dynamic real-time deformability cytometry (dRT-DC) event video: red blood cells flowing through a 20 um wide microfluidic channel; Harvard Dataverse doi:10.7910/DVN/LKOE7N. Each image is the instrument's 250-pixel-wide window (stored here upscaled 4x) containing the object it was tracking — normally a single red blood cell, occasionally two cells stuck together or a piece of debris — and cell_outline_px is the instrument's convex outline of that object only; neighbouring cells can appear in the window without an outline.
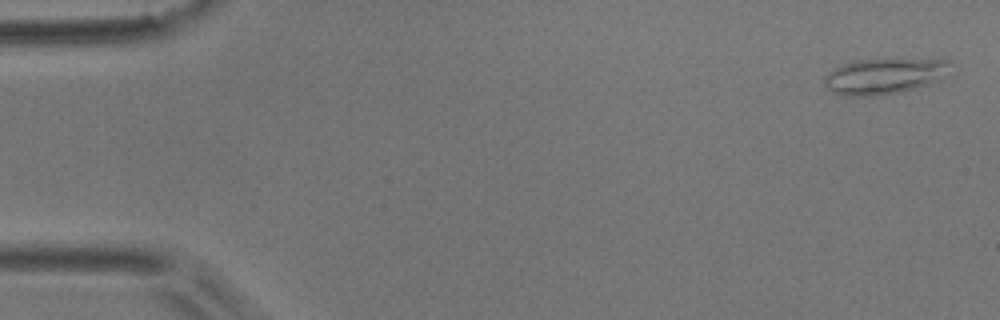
{"species": "common noctule bat (a hibernating species)", "species_latin": "Nyctalus noctula", "temperature_condition": "room temperature", "stored_images_in_passage": 29, "camera_frame_rate_fps": 3000, "um_per_image_px": 0.085, "animal": {"sex": "male", "body_mass_g": 17.9}, "frame": {"image": 1, "passage_image": 2, "time_ms": 0.333, "image_size_px": [1000, 320], "cell_outline_px": [[948, 60], [924, 84], [916, 88], [904, 92], [880, 96], [844, 96], [832, 92], [824, 84], [824, 76], [828, 72], [840, 64], [856, 60], [884, 56], [940, 56]], "centroid_in_image_um": [74.99, 6.39], "position_along_channel_um": 10.0, "area_um2": 26.82}}
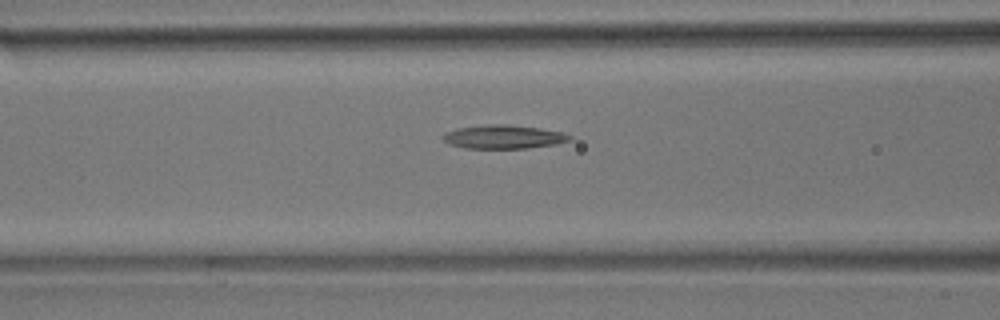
{"frame": {"image": 2, "passage_image": 21, "time_ms": 6.667, "image_size_px": [1000, 320], "cell_outline_px": [[572, 140], [556, 144], [528, 148], [464, 148], [448, 144], [440, 136], [456, 128], [488, 124], [504, 124], [540, 128], [560, 132], [572, 136]], "centroid_in_image_um": [42.79, 11.63], "position_along_channel_um": 123.8, "area_um2": 17.46}}
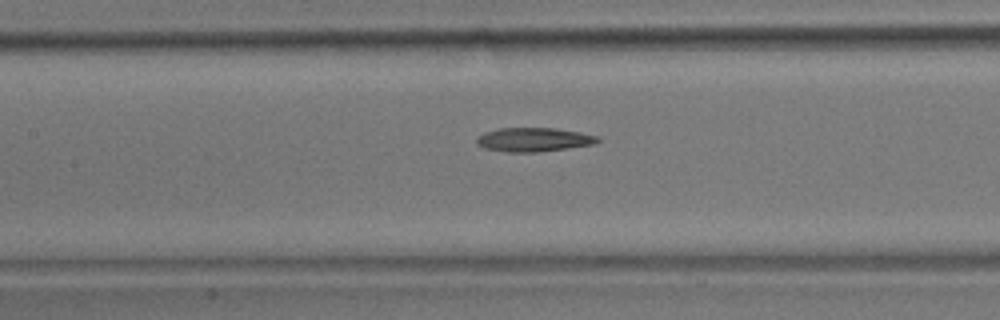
{"frame": {"image": 3, "passage_image": 24, "time_ms": 7.667, "image_size_px": [1000, 320], "cell_outline_px": [[600, 140], [596, 144], [568, 148], [536, 152], [504, 152], [484, 148], [476, 144], [476, 140], [484, 132], [496, 128], [552, 128], [580, 132], [600, 136]], "centroid_in_image_um": [45.37, 11.87], "position_along_channel_um": 162.0, "area_um2": 16.99}}